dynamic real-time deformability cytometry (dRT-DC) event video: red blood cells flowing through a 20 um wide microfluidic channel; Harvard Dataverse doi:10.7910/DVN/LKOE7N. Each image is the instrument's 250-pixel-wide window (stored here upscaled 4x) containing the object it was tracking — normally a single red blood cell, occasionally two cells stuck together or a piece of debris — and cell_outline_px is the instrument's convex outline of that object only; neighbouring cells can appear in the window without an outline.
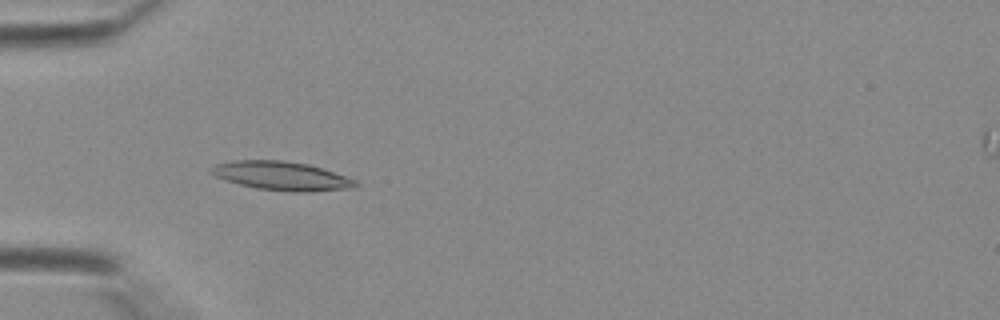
{"species": "Egyptian fruit bat (a non-hibernating species)", "species_latin": "Rousettus aegyptiacus", "temperature_condition": "warm", "stored_images_in_passage": 39, "camera_frame_rate_fps": 3000, "um_per_image_px": 0.085, "animal": {"sex": "female"}, "frame": {"image": 1, "passage_image": 11, "time_ms": 3.333, "image_size_px": [1000, 320], "cell_outline_px": [[360, 184], [356, 188], [312, 192], [292, 192], [256, 188], [240, 184], [216, 176], [208, 172], [208, 168], [216, 164], [232, 160], [284, 160], [308, 164], [356, 180]], "centroid_in_image_um": [23.94, 14.95], "position_along_channel_um": 61.1, "area_um2": 24.28}}
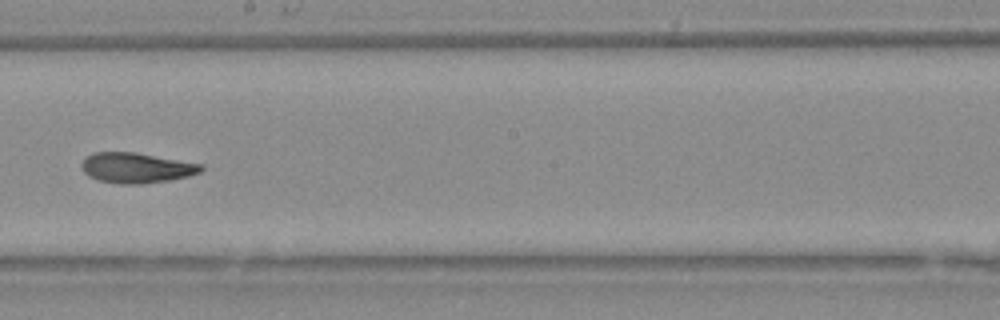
{"frame": {"image": 2, "passage_image": 22, "time_ms": 7.0, "image_size_px": [1000, 320], "cell_outline_px": [[204, 168], [200, 172], [188, 176], [168, 180], [140, 184], [120, 184], [100, 180], [88, 176], [84, 172], [80, 164], [88, 156], [96, 152], [132, 152], [204, 164]], "centroid_in_image_um": [11.6, 14.27], "position_along_channel_um": 236.6, "area_um2": 20.87}}
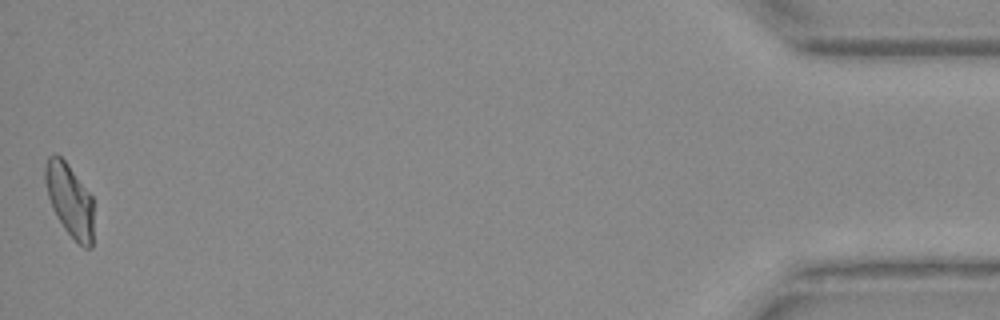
{"frame": {"image": 3, "passage_image": 39, "time_ms": 12.667, "image_size_px": [1000, 320], "cell_outline_px": [[92, 248], [84, 248], [64, 228], [56, 216], [52, 208], [48, 196], [44, 180], [44, 168], [48, 156], [56, 152], [68, 164], [92, 196]], "centroid_in_image_um": [5.89, 16.96], "position_along_channel_um": 429.3, "area_um2": 20.46}}